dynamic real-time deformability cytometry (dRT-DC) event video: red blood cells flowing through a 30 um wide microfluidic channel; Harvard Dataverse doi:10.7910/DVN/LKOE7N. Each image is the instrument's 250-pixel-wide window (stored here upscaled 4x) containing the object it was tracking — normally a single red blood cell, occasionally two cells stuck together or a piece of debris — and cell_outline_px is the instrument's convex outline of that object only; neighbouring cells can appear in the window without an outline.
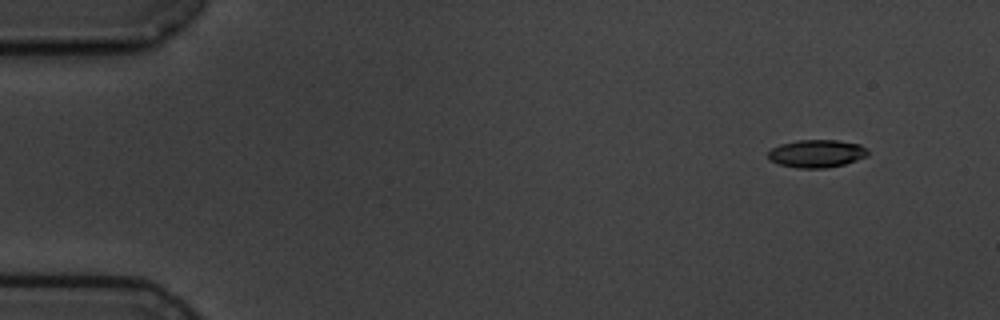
{"species": "common noctule bat (a hibernating species)", "species_latin": "Nyctalus noctula", "temperature_condition": "cold", "stored_images_in_passage": 13, "camera_frame_rate_fps": 3000, "um_per_image_px": 0.085, "animal": {"sex": "male", "body_mass_g": 19.5, "forearm_length_mm": 54.6}, "frame": {"image": 1, "passage_image": 2, "time_ms": 1.333, "image_size_px": [1000, 320], "cell_outline_px": [[868, 156], [844, 164], [824, 168], [796, 168], [780, 164], [772, 160], [768, 156], [768, 152], [772, 148], [780, 144], [796, 140], [836, 140], [860, 144], [868, 152]], "centroid_in_image_um": [69.41, 13.05], "position_along_channel_um": 15.6, "area_um2": 16.01}}
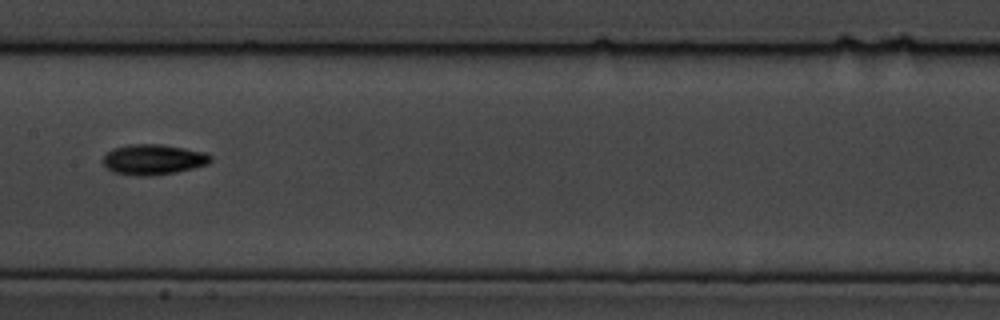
{"frame": {"image": 2, "passage_image": 8, "time_ms": 9.333, "image_size_px": [1000, 320], "cell_outline_px": [[212, 160], [208, 164], [176, 172], [148, 176], [136, 176], [112, 172], [100, 160], [112, 148], [132, 144], [160, 144], [208, 152], [212, 156]], "centroid_in_image_um": [13.03, 13.55], "position_along_channel_um": 194.4, "area_um2": 19.19}}
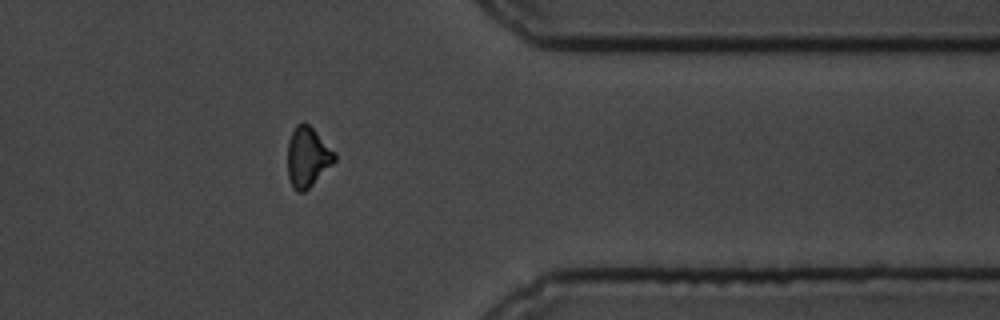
{"frame": {"image": 3, "passage_image": 13, "time_ms": 15.0, "image_size_px": [1000, 320], "cell_outline_px": [[336, 160], [304, 192], [296, 192], [292, 188], [288, 176], [288, 140], [296, 124], [304, 120], [336, 152]], "centroid_in_image_um": [26.13, 13.33], "position_along_channel_um": 385.3, "area_um2": 16.42}, "authors_computed_cell_mechanics": {"area_um2": 16.7042, "velocity_mm_per_s": 3.5918, "shape_relaxation_time_tau1_ms": 2.4843, "shape_relaxation_time_tau2_ms": null, "deformation_change_tau1": 0.1231, "deformation_change_tau2": null}}